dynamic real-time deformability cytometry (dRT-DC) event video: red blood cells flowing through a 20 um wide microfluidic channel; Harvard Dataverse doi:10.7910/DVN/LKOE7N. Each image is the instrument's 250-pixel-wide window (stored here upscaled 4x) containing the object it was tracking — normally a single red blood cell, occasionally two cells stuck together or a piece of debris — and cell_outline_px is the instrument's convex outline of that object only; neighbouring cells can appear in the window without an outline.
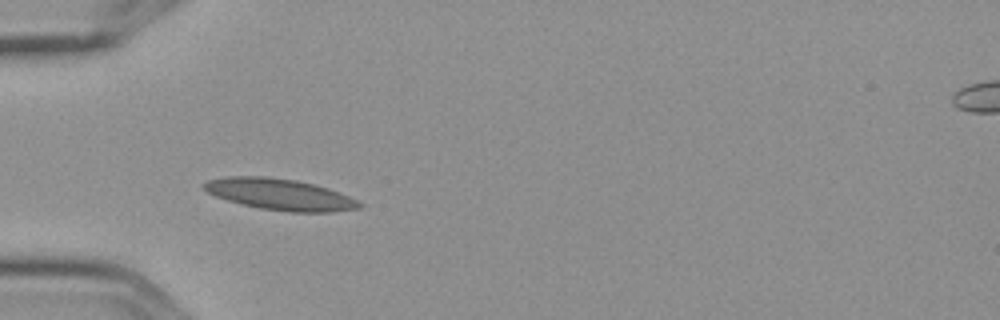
{"species": "Egyptian fruit bat (a non-hibernating species)", "species_latin": "Rousettus aegyptiacus", "temperature_condition": "cold", "stored_images_in_passage": 5, "camera_frame_rate_fps": 3000, "um_per_image_px": 0.085, "frame": {"image": 1, "passage_image": 4, "time_ms": 1.0, "image_size_px": [1000, 320], "cell_outline_px": [[364, 204], [360, 208], [328, 212], [288, 212], [260, 208], [240, 204], [216, 196], [208, 192], [204, 188], [204, 184], [208, 180], [228, 176], [264, 176], [296, 180], [328, 188], [348, 196]], "centroid_in_image_um": [23.79, 16.52], "position_along_channel_um": 61.2, "area_um2": 28.09}}
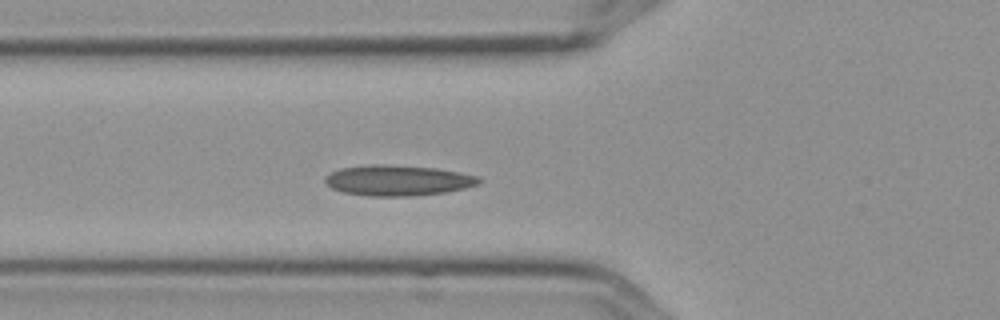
{"frame": {"image": 2, "passage_image": 5, "time_ms": 1.333, "image_size_px": [1000, 320], "cell_outline_px": [[484, 180], [480, 184], [464, 188], [444, 192], [412, 196], [368, 196], [344, 192], [332, 188], [324, 180], [324, 176], [340, 168], [372, 164], [380, 164], [436, 168], [480, 176]], "centroid_in_image_um": [33.85, 15.33], "position_along_channel_um": 92.0, "area_um2": 27.4}}